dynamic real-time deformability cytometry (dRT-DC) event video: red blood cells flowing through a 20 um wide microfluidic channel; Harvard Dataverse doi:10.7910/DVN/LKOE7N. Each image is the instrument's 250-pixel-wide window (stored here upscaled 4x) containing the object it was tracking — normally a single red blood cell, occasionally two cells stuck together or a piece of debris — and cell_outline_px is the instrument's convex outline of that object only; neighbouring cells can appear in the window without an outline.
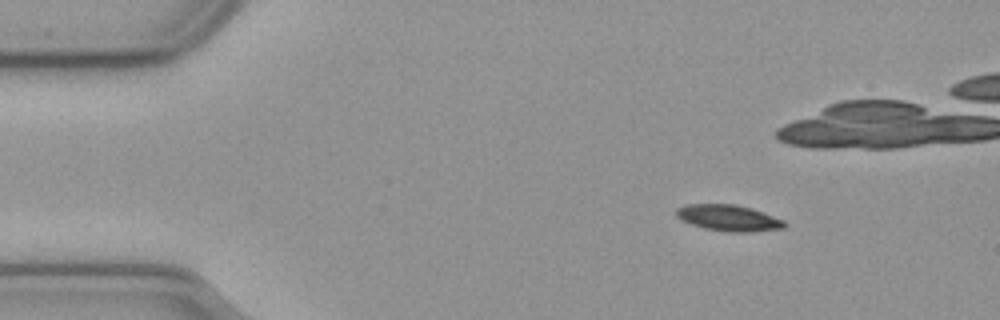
{"species": "common noctule bat (a hibernating species)", "species_latin": "Nyctalus noctula", "temperature_condition": "cold", "stored_images_in_passage": 50, "camera_frame_rate_fps": 3000, "um_per_image_px": 0.085, "animal": {"sex": "male", "body_mass_g": 23.1, "forearm_length_mm": 52.7}, "frame": {"image": 1, "passage_image": 1, "time_ms": 0.0, "image_size_px": [1000, 320], "cell_outline_px": [[788, 224], [784, 228], [748, 232], [728, 232], [704, 228], [680, 220], [676, 216], [676, 208], [684, 204], [736, 204], [752, 208], [764, 212], [784, 220]], "centroid_in_image_um": [61.93, 18.51], "position_along_channel_um": 23.1, "area_um2": 16.7}, "authors_computed_cell_mechanics": {"area_um2": 16.9932, "velocity_mm_per_s": 3.6567, "shape_relaxation_time_tau1_ms": 3.5342, "shape_relaxation_time_tau2_ms": null, "deformation_change_tau1": 0.1225, "deformation_change_tau2": null}}